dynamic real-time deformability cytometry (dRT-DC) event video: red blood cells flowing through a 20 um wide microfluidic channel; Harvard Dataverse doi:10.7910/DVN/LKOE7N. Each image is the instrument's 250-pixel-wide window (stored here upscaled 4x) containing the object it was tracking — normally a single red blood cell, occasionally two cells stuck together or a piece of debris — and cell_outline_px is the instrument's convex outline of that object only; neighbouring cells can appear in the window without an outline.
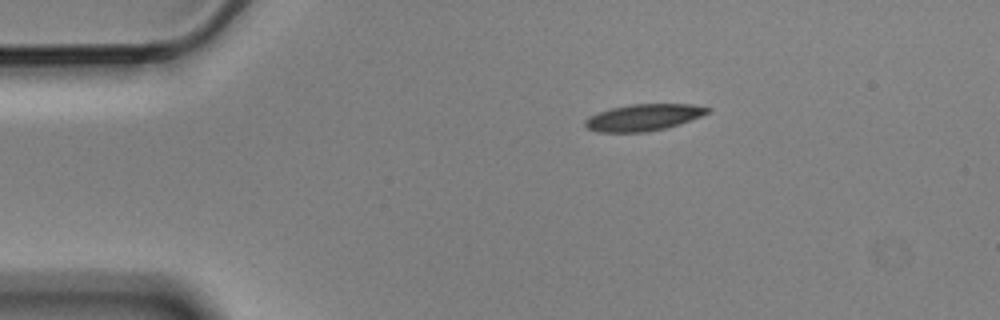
{"species": "Egyptian fruit bat (a non-hibernating species)", "species_latin": "Rousettus aegyptiacus", "temperature_condition": "cold", "stored_images_in_passage": 2, "camera_frame_rate_fps": 3000, "um_per_image_px": 0.085, "animal": {"sex": "male"}, "frame": {"image": 1, "passage_image": 1, "time_ms": 0.0, "image_size_px": [1000, 320], "cell_outline_px": [[712, 108], [708, 112], [700, 116], [680, 124], [664, 128], [644, 132], [600, 132], [588, 128], [584, 124], [584, 120], [588, 116], [612, 108], [628, 104], [692, 104]], "centroid_in_image_um": [54.69, 9.97], "position_along_channel_um": 30.3, "area_um2": 18.84}}